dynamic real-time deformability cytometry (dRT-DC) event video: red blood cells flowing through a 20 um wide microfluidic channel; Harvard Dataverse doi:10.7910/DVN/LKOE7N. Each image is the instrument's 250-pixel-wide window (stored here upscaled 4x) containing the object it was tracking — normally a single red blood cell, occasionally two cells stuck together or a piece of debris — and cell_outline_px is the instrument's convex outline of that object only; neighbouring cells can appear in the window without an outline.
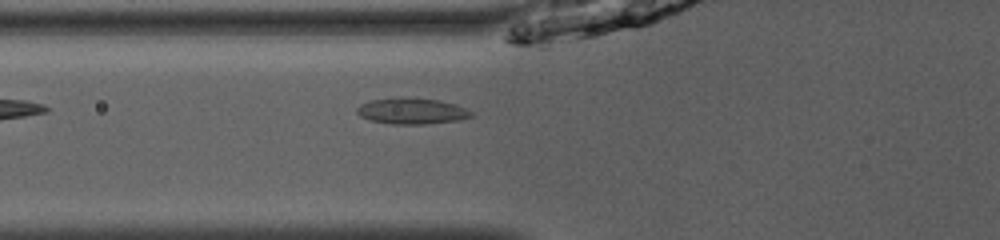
{"species": "common noctule bat (a hibernating species)", "species_latin": "Nyctalus noctula", "temperature_condition": "room temperature", "stored_images_in_passage": 6, "camera_frame_rate_fps": 3000, "um_per_image_px": 0.085, "animal": {"sex": "male", "body_mass_g": 13.0, "forearm_length_mm": 53.1}, "frame": {"image": 1, "passage_image": 3, "time_ms": 0.667, "image_size_px": [1000, 240], "cell_outline_px": [[472, 116], [460, 120], [424, 124], [392, 124], [372, 120], [360, 116], [356, 112], [356, 108], [360, 104], [372, 100], [436, 100], [456, 104], [472, 112]], "centroid_in_image_um": [35.02, 9.49], "position_along_channel_um": 90.8, "area_um2": 16.42}}